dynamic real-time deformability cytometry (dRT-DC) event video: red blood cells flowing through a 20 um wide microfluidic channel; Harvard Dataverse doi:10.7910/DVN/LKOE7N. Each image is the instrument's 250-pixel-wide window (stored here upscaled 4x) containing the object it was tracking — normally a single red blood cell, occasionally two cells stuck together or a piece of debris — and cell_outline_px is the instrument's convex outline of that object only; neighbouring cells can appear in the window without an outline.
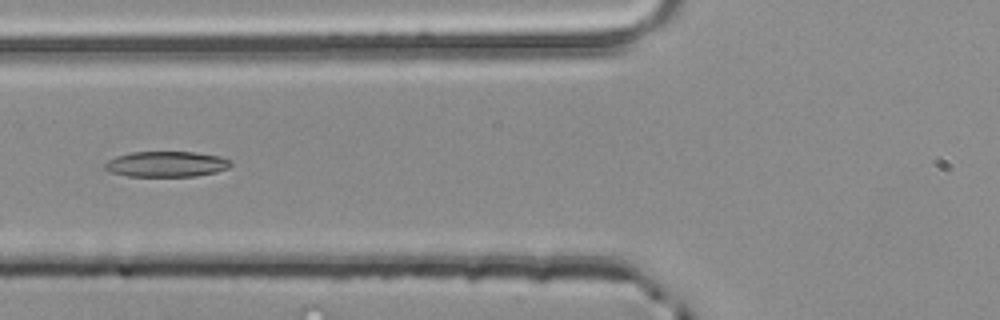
{"species": "common noctule bat (a hibernating species)", "species_latin": "Nyctalus noctula", "temperature_condition": "room temperature", "stored_images_in_passage": 5, "camera_frame_rate_fps": 3000, "um_per_image_px": 0.085, "animal": {"sex": "male", "body_mass_g": 20.4}, "frame": {"image": 1, "passage_image": 5, "time_ms": 1.333, "image_size_px": [1000, 320], "cell_outline_px": [[232, 164], [228, 168], [216, 172], [196, 176], [128, 176], [112, 172], [104, 168], [104, 164], [108, 160], [116, 156], [132, 152], [196, 152], [220, 156], [232, 160]], "centroid_in_image_um": [14.18, 13.94], "position_along_channel_um": 111.6, "area_um2": 18.79}}